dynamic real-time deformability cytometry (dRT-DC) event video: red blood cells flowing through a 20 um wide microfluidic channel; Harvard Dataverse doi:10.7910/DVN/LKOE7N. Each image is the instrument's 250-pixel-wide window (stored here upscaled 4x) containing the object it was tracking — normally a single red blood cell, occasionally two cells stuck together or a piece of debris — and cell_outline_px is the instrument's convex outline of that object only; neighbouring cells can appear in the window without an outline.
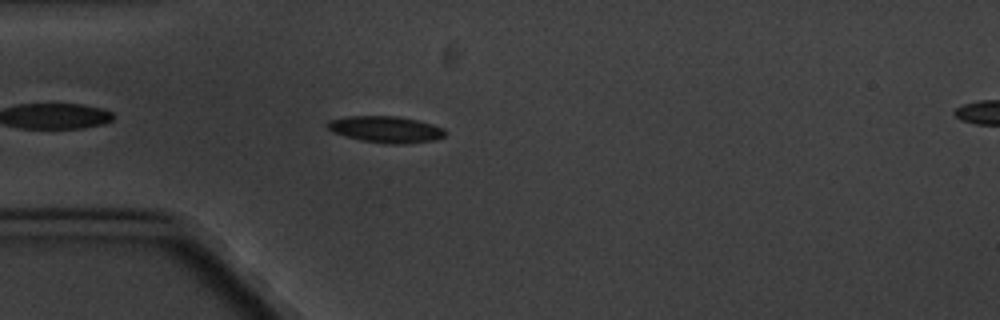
{"species": "common noctule bat (a hibernating species)", "species_latin": "Nyctalus noctula", "temperature_condition": "cold", "stored_images_in_passage": 2, "camera_frame_rate_fps": 3000, "um_per_image_px": 0.085, "animal": {"sex": "male", "body_mass_g": 20.1, "forearm_length_mm": 53.5}, "frame": {"image": 1, "passage_image": 1, "time_ms": 0.0, "image_size_px": [1000, 320], "cell_outline_px": [[448, 132], [444, 136], [436, 140], [404, 144], [388, 144], [360, 140], [332, 132], [324, 124], [328, 120], [348, 116], [396, 116], [416, 120], [432, 124], [444, 128]], "centroid_in_image_um": [32.79, 11.0], "position_along_channel_um": 52.2, "area_um2": 18.32}}